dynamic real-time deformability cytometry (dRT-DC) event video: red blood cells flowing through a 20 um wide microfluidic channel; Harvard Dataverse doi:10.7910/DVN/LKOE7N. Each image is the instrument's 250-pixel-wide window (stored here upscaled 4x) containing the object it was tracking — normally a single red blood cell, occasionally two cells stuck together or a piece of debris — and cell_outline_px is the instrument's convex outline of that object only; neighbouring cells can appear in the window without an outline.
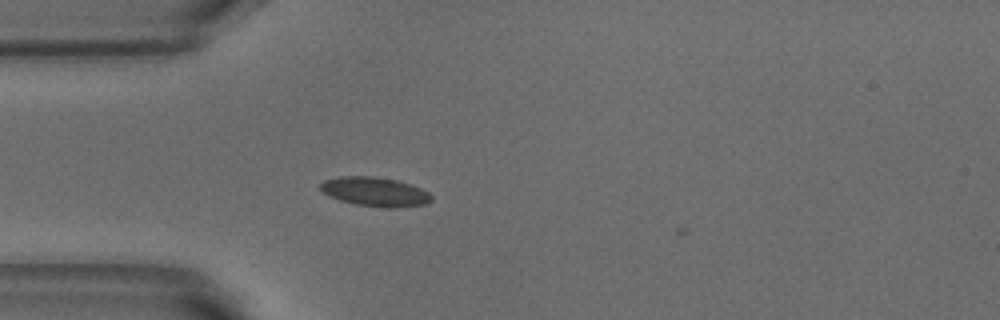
{"species": "common noctule bat (a hibernating species)", "species_latin": "Nyctalus noctula", "temperature_condition": "warm", "stored_images_in_passage": 2, "camera_frame_rate_fps": 3000, "um_per_image_px": 0.085, "animal": {"sex": "male", "body_mass_g": 18.8}, "frame": {"image": 1, "passage_image": 1, "time_ms": 0.0, "image_size_px": [1000, 320], "cell_outline_px": [[432, 200], [428, 204], [396, 208], [388, 208], [356, 204], [340, 200], [328, 196], [320, 188], [320, 184], [324, 180], [340, 176], [376, 176], [396, 180], [420, 188], [428, 192], [432, 196]], "centroid_in_image_um": [31.88, 16.3], "position_along_channel_um": 53.1, "area_um2": 18.9}}